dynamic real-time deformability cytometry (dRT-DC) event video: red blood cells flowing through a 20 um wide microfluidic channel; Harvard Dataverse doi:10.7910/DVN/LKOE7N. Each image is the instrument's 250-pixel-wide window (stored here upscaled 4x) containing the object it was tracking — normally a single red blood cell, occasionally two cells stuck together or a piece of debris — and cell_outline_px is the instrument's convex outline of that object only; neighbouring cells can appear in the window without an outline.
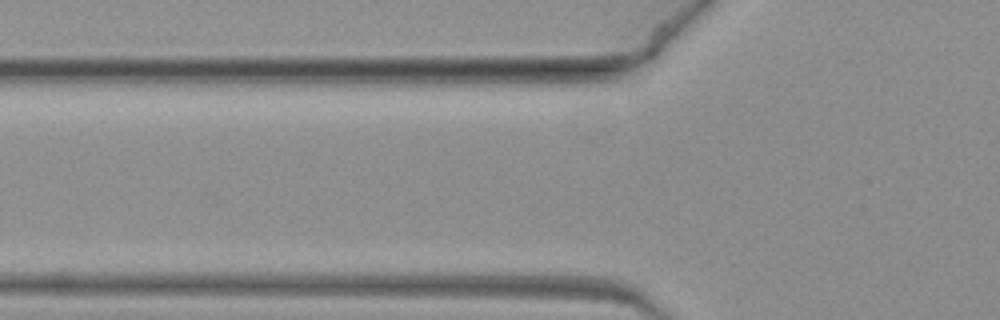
{"species": "common noctule bat (a hibernating species)", "species_latin": "Nyctalus noctula", "temperature_condition": "warm", "stored_images_in_passage": 3, "camera_frame_rate_fps": 3000, "um_per_image_px": 0.085, "animal": {"sex": "female", "body_mass_g": 19.3, "forearm_length_mm": 54.1}, "frame": {"image": 1, "passage_image": 2, "time_ms": 0.333, "image_size_px": [1000, 320], "cell_outline_px": [[632, 304], [616, 304], [452, 296], [452, 292], [488, 288], [556, 288], [616, 296], [632, 300]], "centroid_in_image_um": [46.2, 25.1], "position_along_channel_um": 79.6, "area_um2": 12.66}}